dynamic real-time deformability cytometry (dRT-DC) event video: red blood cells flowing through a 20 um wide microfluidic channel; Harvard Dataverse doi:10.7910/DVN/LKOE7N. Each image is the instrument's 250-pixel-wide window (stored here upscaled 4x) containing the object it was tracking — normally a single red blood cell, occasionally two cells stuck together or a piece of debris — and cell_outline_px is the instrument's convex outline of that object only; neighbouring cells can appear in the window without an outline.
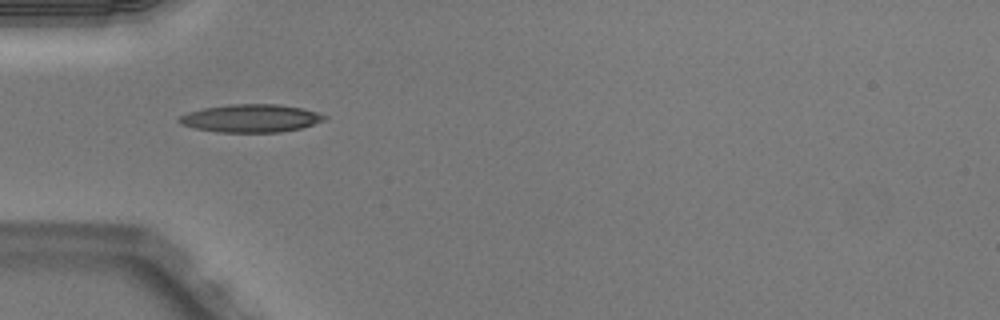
{"species": "Egyptian fruit bat (a non-hibernating species)", "species_latin": "Rousettus aegyptiacus", "temperature_condition": "warm", "stored_images_in_passage": 35, "camera_frame_rate_fps": 3000, "um_per_image_px": 0.085, "animal": {"sex": "male"}, "frame": {"image": 1, "passage_image": 1, "time_ms": 0.0, "image_size_px": [1000, 320], "cell_outline_px": [[328, 116], [324, 120], [300, 128], [280, 132], [220, 132], [196, 128], [180, 124], [176, 120], [180, 116], [188, 112], [204, 108], [228, 104], [280, 104], [304, 108]], "centroid_in_image_um": [21.32, 10.04], "position_along_channel_um": 63.7, "area_um2": 23.58}}
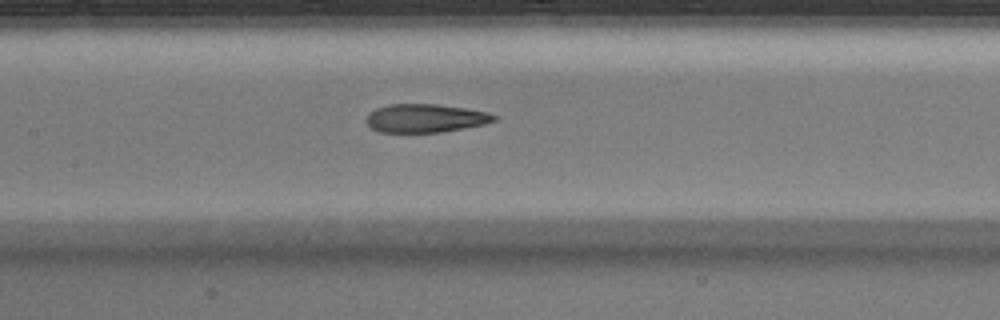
{"frame": {"image": 2, "passage_image": 9, "time_ms": 2.667, "image_size_px": [1000, 320], "cell_outline_px": [[496, 120], [484, 124], [464, 128], [440, 132], [380, 132], [372, 128], [364, 120], [368, 112], [376, 108], [388, 104], [436, 104], [464, 108], [488, 112], [496, 116]], "centroid_in_image_um": [36.11, 10.04], "position_along_channel_um": 171.3, "area_um2": 21.15}}
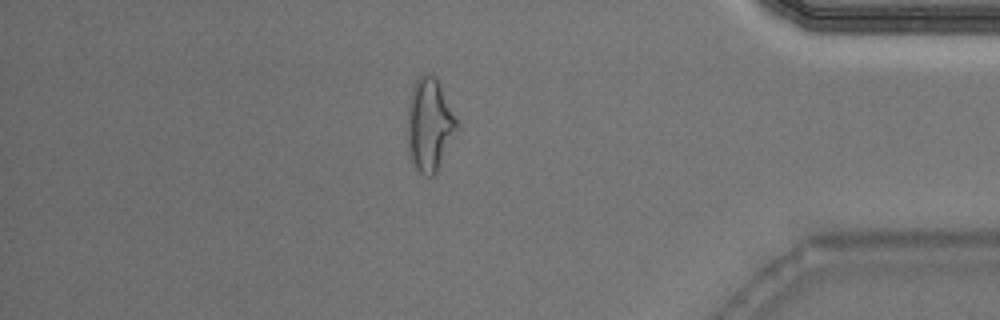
{"frame": {"image": 3, "passage_image": 28, "time_ms": 9.0, "image_size_px": [1000, 320], "cell_outline_px": [[460, 128], [436, 172], [432, 176], [424, 176], [416, 168], [408, 152], [408, 108], [412, 92], [416, 80], [420, 76], [428, 72], [432, 72], [436, 76], [460, 124]], "centroid_in_image_um": [36.55, 10.59], "position_along_channel_um": 398.6, "area_um2": 26.93}, "authors_computed_cell_mechanics": {"area_um2": 22.542, "velocity_mm_per_s": 4.0694, "shape_relaxation_time_tau1_ms": 8.14, "shape_relaxation_time_tau2_ms": 3.1553, "deformation_change_tau1": 0.237, "deformation_change_tau2": 0.1366}}